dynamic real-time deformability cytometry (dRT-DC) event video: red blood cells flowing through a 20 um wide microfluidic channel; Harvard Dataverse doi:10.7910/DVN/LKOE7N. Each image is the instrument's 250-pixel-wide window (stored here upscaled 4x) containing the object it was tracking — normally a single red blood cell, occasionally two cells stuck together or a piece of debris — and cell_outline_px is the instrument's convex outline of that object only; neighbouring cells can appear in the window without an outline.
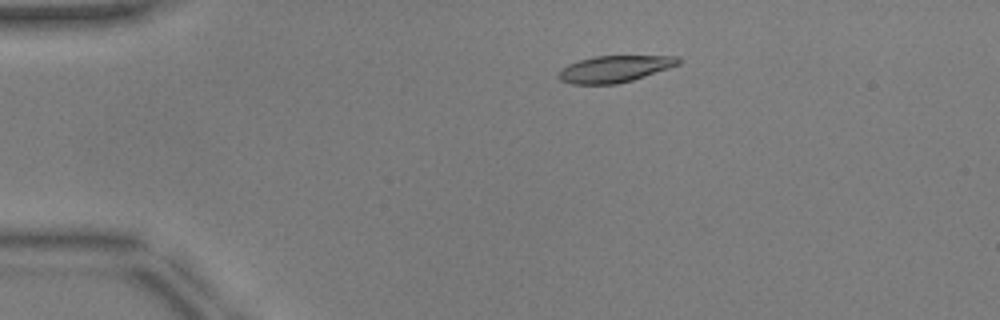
{"species": "common noctule bat (a hibernating species)", "species_latin": "Nyctalus noctula", "temperature_condition": "warm", "stored_images_in_passage": 31, "camera_frame_rate_fps": 3000, "um_per_image_px": 0.085, "animal": {"sex": "male", "body_mass_g": 17.9, "forearm_length_mm": 54.2}, "frame": {"image": 1, "passage_image": 10, "time_ms": 3.0, "image_size_px": [1000, 320], "cell_outline_px": [[680, 64], [632, 80], [616, 84], [572, 84], [560, 80], [556, 76], [568, 64], [580, 60], [596, 56], [680, 56]], "centroid_in_image_um": [52.24, 5.86], "position_along_channel_um": 32.8, "area_um2": 18.38}}
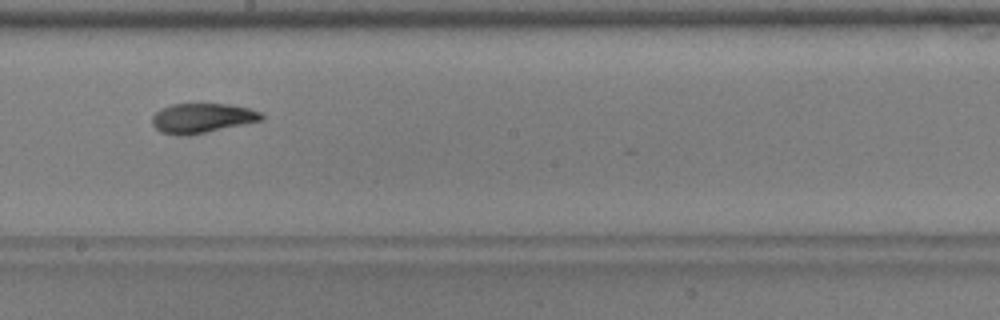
{"frame": {"image": 2, "passage_image": 29, "time_ms": 9.333, "image_size_px": [1000, 320], "cell_outline_px": [[264, 120], [188, 136], [176, 136], [160, 132], [152, 124], [152, 116], [160, 108], [172, 104], [228, 104], [248, 108], [260, 112], [264, 116]], "centroid_in_image_um": [17.15, 10.05], "position_along_channel_um": 231.0, "area_um2": 19.07}}